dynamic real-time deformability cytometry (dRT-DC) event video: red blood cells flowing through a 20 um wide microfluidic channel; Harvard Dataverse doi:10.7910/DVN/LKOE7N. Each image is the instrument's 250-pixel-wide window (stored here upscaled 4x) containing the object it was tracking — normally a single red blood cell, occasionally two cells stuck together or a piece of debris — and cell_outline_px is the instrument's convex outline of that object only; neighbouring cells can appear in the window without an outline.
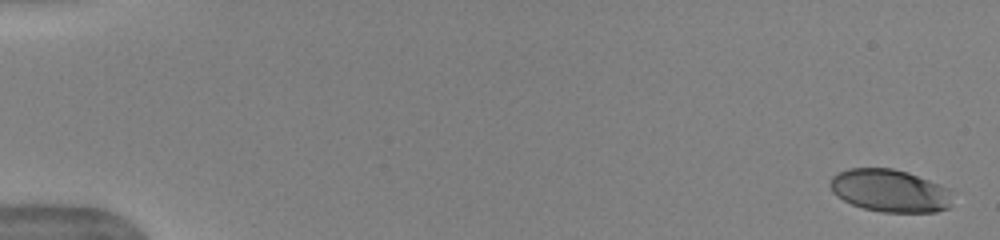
{"species": "human", "species_latin": "Homo sapiens", "temperature_condition": "warm", "stored_images_in_passage": 12, "camera_frame_rate_fps": 3000, "um_per_image_px": 0.085, "donor": {"sex": "female"}, "frame": {"image": 1, "passage_image": 1, "time_ms": 0.0, "image_size_px": [1000, 240], "cell_outline_px": [[956, 192], [948, 208], [936, 212], [880, 212], [864, 208], [852, 204], [836, 196], [832, 192], [828, 184], [832, 176], [848, 168], [892, 168], [908, 172], [948, 188]], "centroid_in_image_um": [75.66, 16.21], "position_along_channel_um": 9.3, "area_um2": 30.69}}
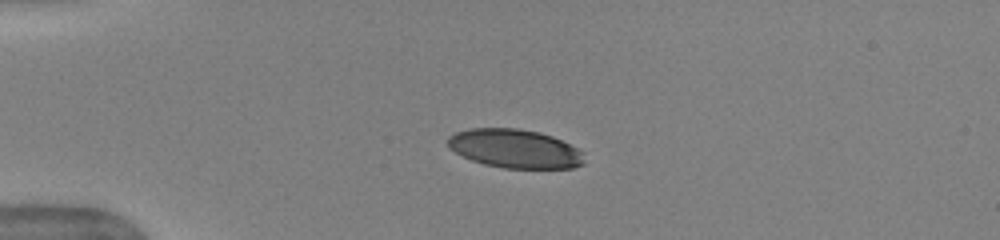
{"frame": {"image": 2, "passage_image": 7, "time_ms": 2.0, "image_size_px": [1000, 240], "cell_outline_px": [[584, 164], [572, 168], [504, 168], [484, 164], [472, 160], [448, 148], [448, 136], [456, 132], [468, 128], [520, 128], [540, 132], [552, 136], [584, 152]], "centroid_in_image_um": [43.76, 12.63], "position_along_channel_um": 41.2, "area_um2": 30.87}}
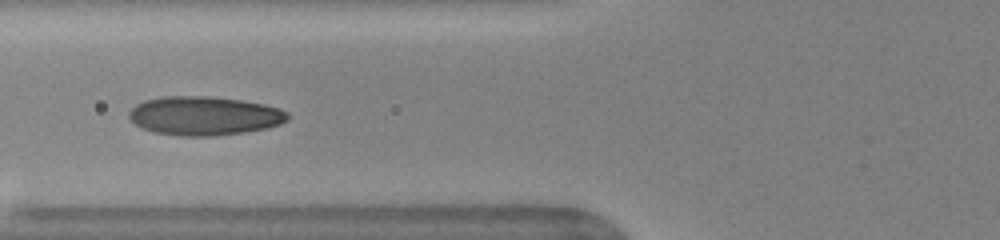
{"frame": {"image": 3, "passage_image": 11, "time_ms": 3.333, "image_size_px": [1000, 240], "cell_outline_px": [[288, 120], [280, 124], [268, 128], [244, 132], [216, 136], [180, 136], [152, 132], [140, 128], [128, 116], [128, 112], [136, 104], [144, 100], [164, 96], [212, 96], [240, 100], [264, 104], [280, 108], [288, 112]], "centroid_in_image_um": [17.36, 9.84], "position_along_channel_um": 108.4, "area_um2": 36.24}}